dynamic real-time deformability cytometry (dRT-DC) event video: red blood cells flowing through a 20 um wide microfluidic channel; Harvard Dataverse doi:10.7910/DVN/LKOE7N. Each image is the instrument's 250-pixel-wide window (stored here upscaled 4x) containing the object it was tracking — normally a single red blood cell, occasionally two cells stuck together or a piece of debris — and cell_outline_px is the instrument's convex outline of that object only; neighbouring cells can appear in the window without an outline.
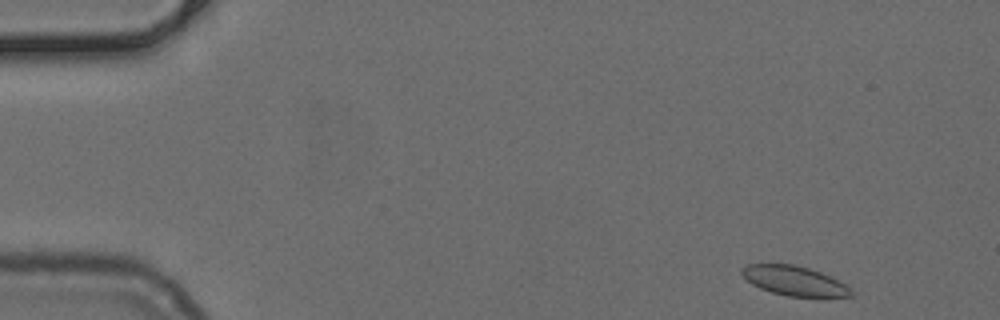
{"species": "common noctule bat (a hibernating species)", "species_latin": "Nyctalus noctula", "temperature_condition": "cold", "stored_images_in_passage": 48, "camera_frame_rate_fps": 3000, "um_per_image_px": 0.085, "animal": {"sex": "female", "body_mass_g": 24.6, "forearm_length_mm": 56.2}, "frame": {"image": 1, "passage_image": 1, "time_ms": 0.0, "image_size_px": [1000, 320], "cell_outline_px": [[852, 296], [788, 296], [772, 292], [760, 288], [752, 284], [740, 272], [740, 268], [748, 264], [792, 264], [808, 268], [820, 272], [844, 284], [852, 292]], "centroid_in_image_um": [67.44, 23.85], "position_along_channel_um": 17.6, "area_um2": 18.32}}
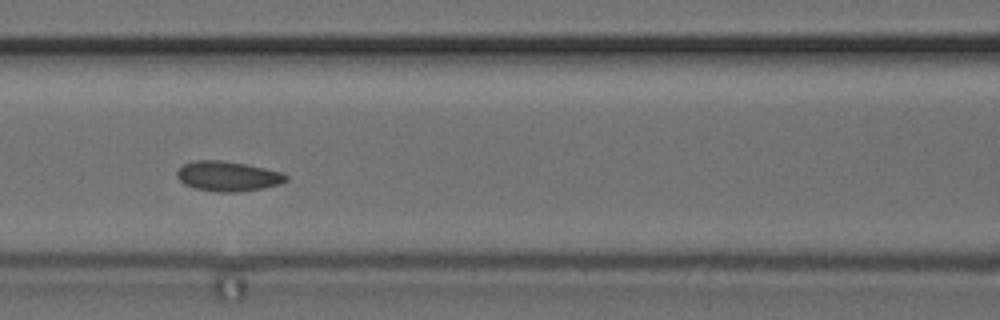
{"frame": {"image": 2, "passage_image": 19, "time_ms": 6.0, "image_size_px": [1000, 320], "cell_outline_px": [[288, 180], [280, 184], [264, 188], [236, 192], [216, 192], [196, 188], [184, 184], [176, 176], [176, 172], [184, 164], [192, 160], [220, 160], [244, 164], [264, 168], [280, 172], [288, 176]], "centroid_in_image_um": [19.35, 14.98], "position_along_channel_um": 147.2, "area_um2": 18.96}}
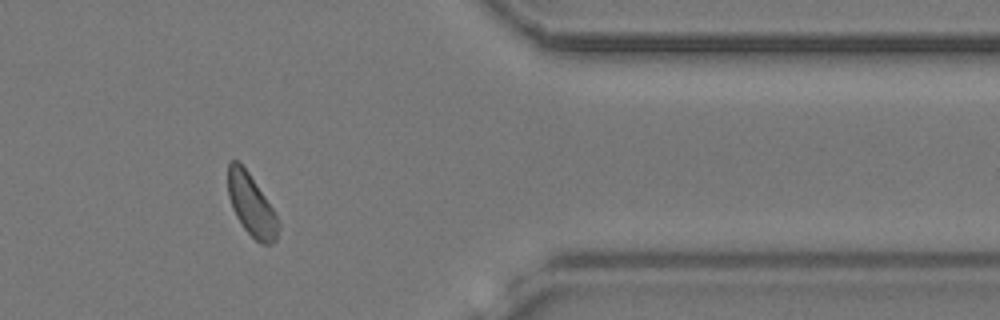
{"frame": {"image": 3, "passage_image": 39, "time_ms": 12.667, "image_size_px": [1000, 320], "cell_outline_px": [[280, 228], [276, 240], [272, 244], [264, 244], [256, 240], [244, 228], [236, 216], [232, 208], [228, 196], [228, 160], [236, 160], [248, 172], [276, 212], [280, 224]], "centroid_in_image_um": [21.38, 17.45], "position_along_channel_um": 390.0, "area_um2": 18.15}}